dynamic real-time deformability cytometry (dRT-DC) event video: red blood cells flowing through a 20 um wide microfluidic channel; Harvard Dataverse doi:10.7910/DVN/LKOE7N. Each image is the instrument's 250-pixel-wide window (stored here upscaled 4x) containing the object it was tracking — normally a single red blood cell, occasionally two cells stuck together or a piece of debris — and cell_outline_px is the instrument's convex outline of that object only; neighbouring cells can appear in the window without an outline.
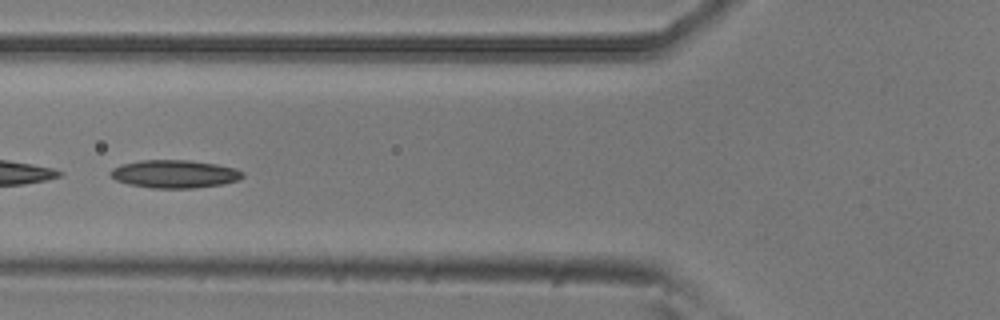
{"species": "common noctule bat (a hibernating species)", "species_latin": "Nyctalus noctula", "temperature_condition": "room temperature", "stored_images_in_passage": 52, "camera_frame_rate_fps": 3000, "um_per_image_px": 0.085, "animal": {"sex": "male", "body_mass_g": 20.5, "forearm_length_mm": 52.5}, "frame": {"image": 1, "passage_image": 20, "time_ms": 6.333, "image_size_px": [1000, 320], "cell_outline_px": [[244, 176], [236, 180], [224, 184], [192, 188], [152, 188], [128, 184], [116, 180], [108, 172], [112, 168], [120, 164], [140, 160], [188, 160], [216, 164], [236, 168], [244, 172]], "centroid_in_image_um": [14.82, 14.78], "position_along_channel_um": 111.0, "area_um2": 21.62}}
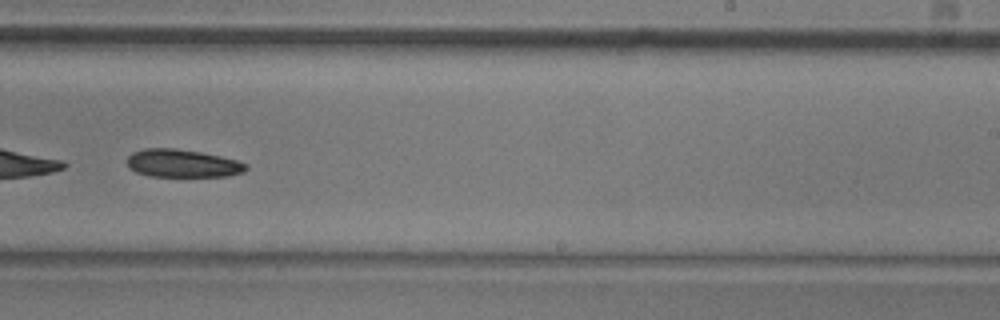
{"frame": {"image": 2, "passage_image": 33, "time_ms": 10.667, "image_size_px": [1000, 320], "cell_outline_px": [[248, 168], [244, 172], [228, 176], [148, 176], [136, 172], [128, 168], [128, 156], [132, 152], [144, 148], [176, 148], [200, 152], [220, 156], [236, 160], [248, 164]], "centroid_in_image_um": [15.5, 13.88], "position_along_channel_um": 273.5, "area_um2": 19.42}}
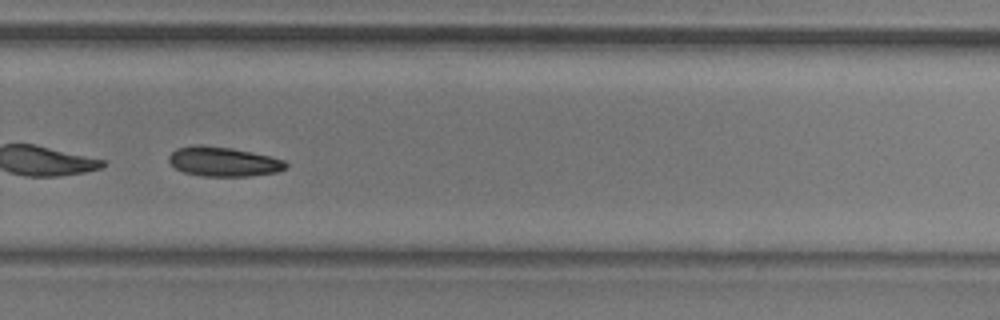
{"frame": {"image": 3, "passage_image": 36, "time_ms": 11.667, "image_size_px": [1000, 320], "cell_outline_px": [[288, 168], [276, 172], [252, 176], [204, 176], [184, 172], [176, 168], [168, 160], [168, 156], [176, 148], [196, 144], [200, 144], [232, 148], [272, 156], [284, 160], [288, 164]], "centroid_in_image_um": [19.01, 13.73], "position_along_channel_um": 310.8, "area_um2": 20.29}, "authors_computed_cell_mechanics": {"area_um2": 28.4376, "velocity_mm_per_s": 3.7528, "shape_relaxation_time_tau1_ms": 3.6538, "shape_relaxation_time_tau2_ms": null, "deformation_change_tau1": 0.0821, "deformation_change_tau2": null}}